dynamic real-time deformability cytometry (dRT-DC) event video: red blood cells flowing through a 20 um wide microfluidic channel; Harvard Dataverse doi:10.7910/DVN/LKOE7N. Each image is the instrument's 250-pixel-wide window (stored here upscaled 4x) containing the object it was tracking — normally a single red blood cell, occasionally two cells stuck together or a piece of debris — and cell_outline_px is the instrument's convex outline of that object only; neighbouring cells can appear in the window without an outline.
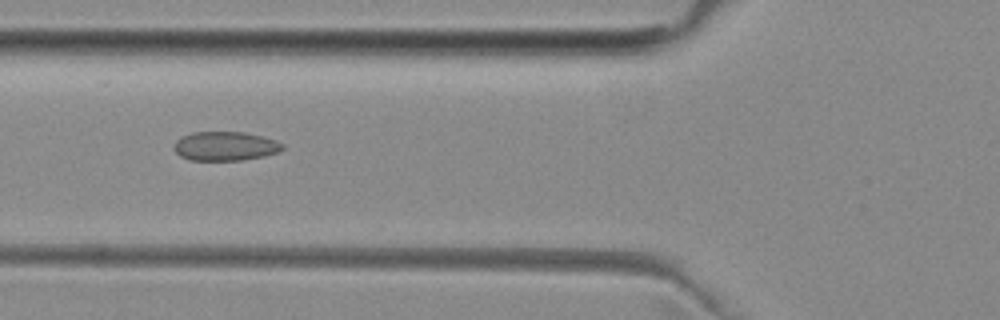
{"species": "common noctule bat (a hibernating species)", "species_latin": "Nyctalus noctula", "temperature_condition": "room temperature", "stored_images_in_passage": 35, "camera_frame_rate_fps": 3000, "um_per_image_px": 0.085, "animal": {"sex": "female", "body_mass_g": 29.2, "forearm_length_mm": 56.3}, "frame": {"image": 1, "passage_image": 3, "time_ms": 0.667, "image_size_px": [1000, 320], "cell_outline_px": [[284, 148], [276, 152], [264, 156], [240, 160], [188, 160], [180, 156], [176, 152], [176, 140], [180, 136], [192, 132], [244, 132], [276, 140], [284, 144]], "centroid_in_image_um": [19.13, 12.42], "position_along_channel_um": 106.7, "area_um2": 18.26}}
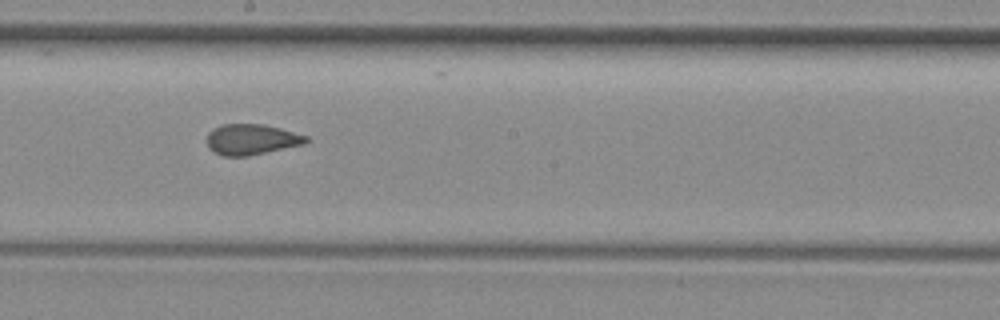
{"frame": {"image": 2, "passage_image": 12, "time_ms": 3.667, "image_size_px": [1000, 320], "cell_outline_px": [[308, 140], [304, 144], [248, 156], [224, 156], [216, 152], [208, 144], [208, 132], [212, 128], [224, 124], [264, 124], [280, 128], [308, 136]], "centroid_in_image_um": [21.4, 11.84], "position_along_channel_um": 226.8, "area_um2": 17.51}}
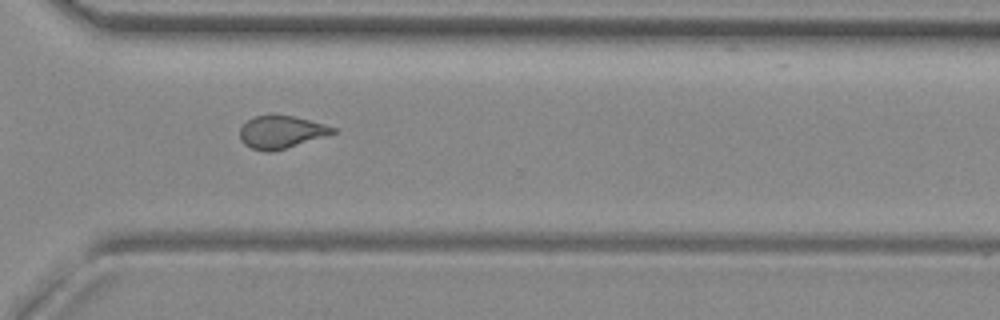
{"frame": {"image": 3, "passage_image": 21, "time_ms": 6.667, "image_size_px": [1000, 320], "cell_outline_px": [[336, 132], [324, 136], [272, 152], [264, 152], [252, 148], [244, 144], [240, 140], [240, 128], [252, 116], [292, 116], [324, 124], [336, 128]], "centroid_in_image_um": [23.86, 11.24], "position_along_channel_um": 346.7, "area_um2": 17.28}}